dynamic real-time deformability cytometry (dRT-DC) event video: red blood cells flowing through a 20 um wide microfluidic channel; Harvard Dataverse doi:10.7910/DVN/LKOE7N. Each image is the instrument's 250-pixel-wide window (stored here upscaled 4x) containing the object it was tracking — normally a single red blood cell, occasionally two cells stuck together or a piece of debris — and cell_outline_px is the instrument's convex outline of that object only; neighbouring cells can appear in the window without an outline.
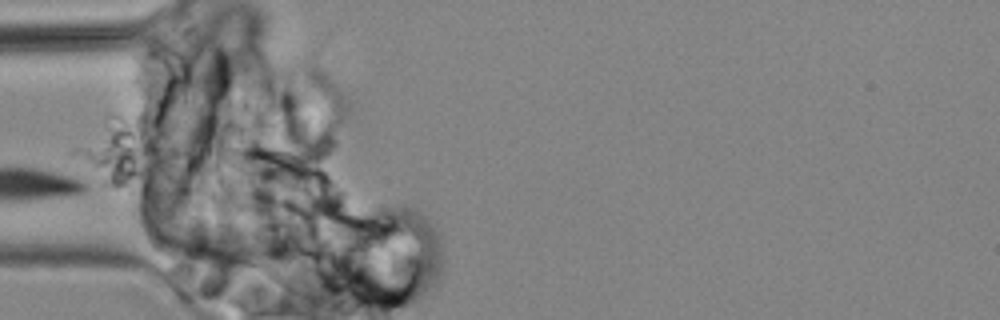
{"species": "common noctule bat (a hibernating species)", "species_latin": "Nyctalus noctula", "temperature_condition": "cold", "stored_images_in_passage": 3, "camera_frame_rate_fps": 3000, "um_per_image_px": 0.085, "animal": {"sex": "male", "body_mass_g": 19.2, "forearm_length_mm": 51.8}, "frame": {"image": 1, "passage_image": 2, "time_ms": 1.333, "image_size_px": [1000, 320], "cell_outline_px": [[252, 268], [244, 272], [224, 272], [168, 260], [156, 252], [140, 236], [140, 232], [144, 224], [208, 232], [248, 252], [252, 256]], "centroid_in_image_um": [16.71, 21.15], "position_along_channel_um": 68.3, "area_um2": 23.64}}